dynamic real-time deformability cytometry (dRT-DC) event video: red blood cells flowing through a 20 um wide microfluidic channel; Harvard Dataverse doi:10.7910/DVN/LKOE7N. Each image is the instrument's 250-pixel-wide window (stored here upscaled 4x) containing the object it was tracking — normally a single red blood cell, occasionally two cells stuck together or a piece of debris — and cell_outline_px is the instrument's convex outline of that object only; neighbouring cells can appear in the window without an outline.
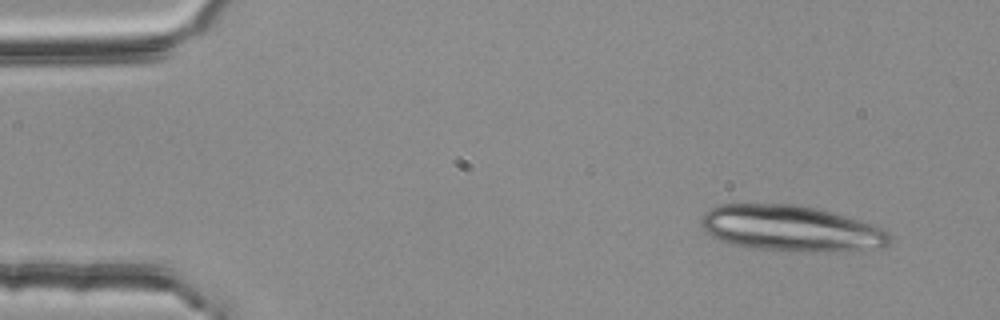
{"species": "common noctule bat (a hibernating species)", "species_latin": "Nyctalus noctula", "temperature_condition": "room temperature", "stored_images_in_passage": 17, "camera_frame_rate_fps": 3000, "um_per_image_px": 0.085, "animal": {"sex": "female", "body_mass_g": 25.1}, "frame": {"image": 1, "passage_image": 1, "time_ms": 0.0, "image_size_px": [1000, 320], "cell_outline_px": [[892, 240], [884, 248], [852, 252], [792, 252], [756, 248], [732, 244], [720, 240], [712, 236], [700, 224], [700, 220], [704, 212], [720, 204], [796, 204], [816, 208], [832, 212], [872, 224], [884, 228], [892, 236]], "centroid_in_image_um": [67.32, 19.44], "position_along_channel_um": 17.7, "area_um2": 51.15}}